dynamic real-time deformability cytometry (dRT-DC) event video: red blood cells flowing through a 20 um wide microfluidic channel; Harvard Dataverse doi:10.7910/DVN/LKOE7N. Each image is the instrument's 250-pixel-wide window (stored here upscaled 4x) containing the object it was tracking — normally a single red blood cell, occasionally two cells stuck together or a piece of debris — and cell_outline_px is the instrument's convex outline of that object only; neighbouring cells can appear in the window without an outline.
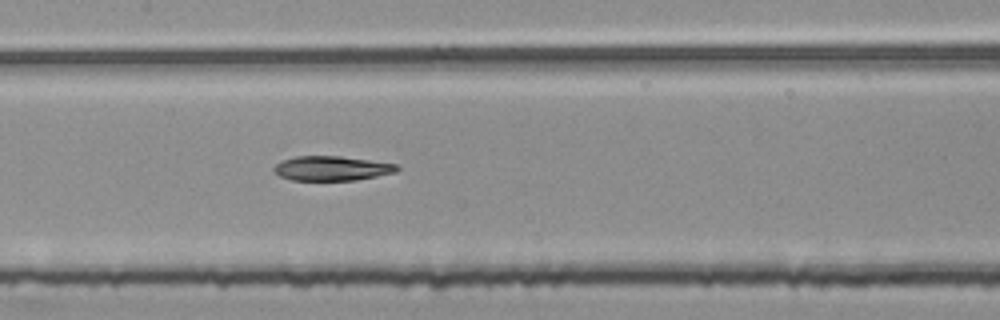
{"species": "common noctule bat (a hibernating species)", "species_latin": "Nyctalus noctula", "temperature_condition": "room temperature", "stored_images_in_passage": 55, "segment_of_instrument_passage": [2, 2], "camera_frame_rate_fps": 3000, "um_per_image_px": 0.085, "animal": {"sex": "female", "body_mass_g": 25.1}, "frame": {"image": 1, "passage_image": 27, "time_ms": 8.667, "image_size_px": [1000, 320], "cell_outline_px": [[400, 168], [396, 172], [356, 180], [292, 180], [280, 176], [272, 168], [280, 160], [296, 156], [340, 156], [396, 164]], "centroid_in_image_um": [28.17, 14.3], "position_along_channel_um": 179.2, "area_um2": 17.51}}
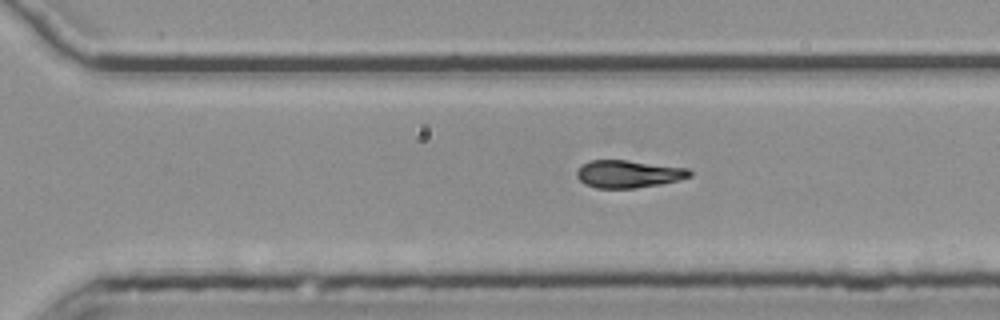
{"frame": {"image": 2, "passage_image": 38, "time_ms": 12.333, "image_size_px": [1000, 320], "cell_outline_px": [[692, 176], [660, 184], [636, 188], [596, 188], [584, 184], [576, 176], [576, 172], [584, 164], [592, 160], [628, 160], [688, 168], [692, 172]], "centroid_in_image_um": [53.42, 14.79], "position_along_channel_um": 317.2, "area_um2": 18.03}}
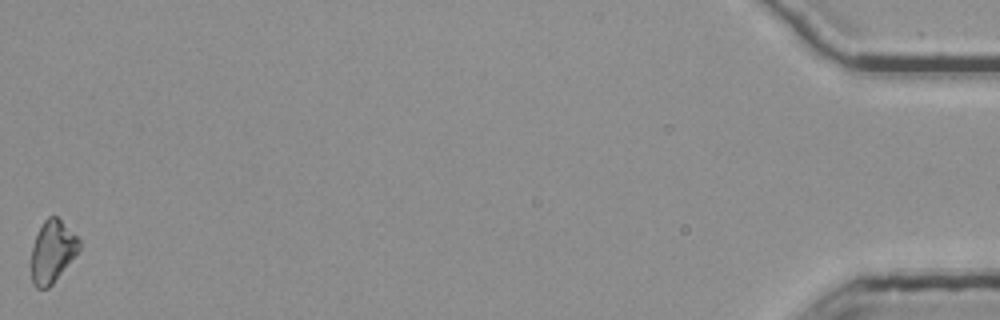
{"frame": {"image": 3, "passage_image": 55, "time_ms": 18.0, "image_size_px": [1000, 320], "cell_outline_px": [[80, 248], [52, 284], [48, 288], [36, 288], [32, 284], [32, 248], [36, 236], [44, 220], [48, 216], [56, 216], [80, 240]], "centroid_in_image_um": [4.44, 21.39], "position_along_channel_um": 430.8, "area_um2": 16.82}}